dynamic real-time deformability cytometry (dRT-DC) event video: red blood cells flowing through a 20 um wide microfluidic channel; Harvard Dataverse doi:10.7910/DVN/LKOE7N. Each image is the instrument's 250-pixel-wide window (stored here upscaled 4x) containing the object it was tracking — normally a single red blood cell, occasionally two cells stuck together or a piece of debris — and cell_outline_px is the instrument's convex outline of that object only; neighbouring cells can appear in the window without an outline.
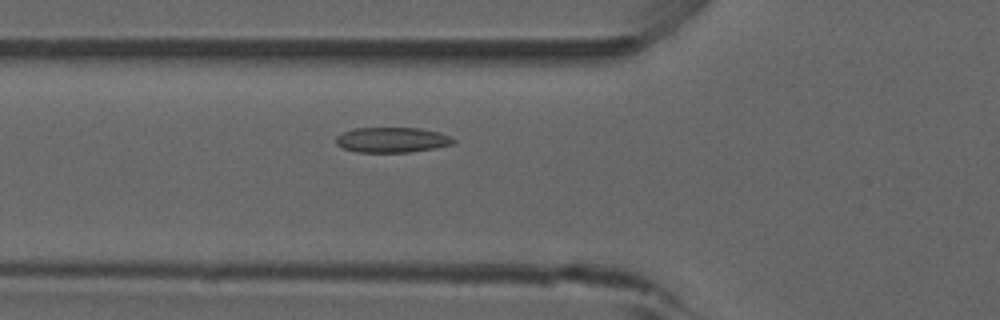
{"species": "common noctule bat (a hibernating species)", "species_latin": "Nyctalus noctula", "temperature_condition": "room temperature", "stored_images_in_passage": 36, "camera_frame_rate_fps": 3000, "um_per_image_px": 0.085, "animal": {"sex": "male", "forearm_length_mm": 52.5}, "frame": {"image": 1, "passage_image": 6, "time_ms": 1.667, "image_size_px": [1000, 320], "cell_outline_px": [[456, 140], [452, 144], [436, 148], [408, 152], [356, 152], [344, 148], [336, 144], [336, 136], [344, 132], [356, 128], [420, 128], [452, 136]], "centroid_in_image_um": [33.33, 11.89], "position_along_channel_um": 92.5, "area_um2": 17.17}}